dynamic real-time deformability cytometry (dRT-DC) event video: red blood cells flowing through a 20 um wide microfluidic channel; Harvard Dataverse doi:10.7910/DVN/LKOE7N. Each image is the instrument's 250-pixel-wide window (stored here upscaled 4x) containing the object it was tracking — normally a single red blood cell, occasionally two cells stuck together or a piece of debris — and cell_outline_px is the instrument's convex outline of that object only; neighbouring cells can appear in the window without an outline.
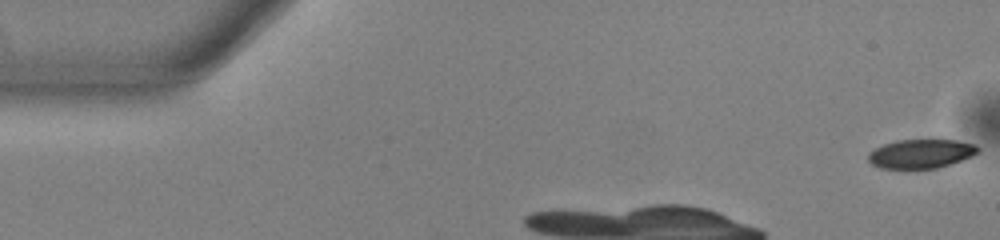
{"species": "common noctule bat (a hibernating species)", "species_latin": "Nyctalus noctula", "temperature_condition": "warm", "stored_images_in_passage": 9, "camera_frame_rate_fps": 3000, "um_per_image_px": 0.085, "animal": {"sex": "male", "body_mass_g": 13.0, "forearm_length_mm": 53.1}, "frame": {"image": 1, "passage_image": 1, "time_ms": 0.0, "image_size_px": [1000, 240], "cell_outline_px": [[980, 148], [972, 156], [936, 168], [880, 168], [872, 164], [868, 160], [868, 152], [884, 144], [896, 140], [956, 140], [972, 144]], "centroid_in_image_um": [78.23, 13.06], "position_along_channel_um": 6.8, "area_um2": 18.21}}